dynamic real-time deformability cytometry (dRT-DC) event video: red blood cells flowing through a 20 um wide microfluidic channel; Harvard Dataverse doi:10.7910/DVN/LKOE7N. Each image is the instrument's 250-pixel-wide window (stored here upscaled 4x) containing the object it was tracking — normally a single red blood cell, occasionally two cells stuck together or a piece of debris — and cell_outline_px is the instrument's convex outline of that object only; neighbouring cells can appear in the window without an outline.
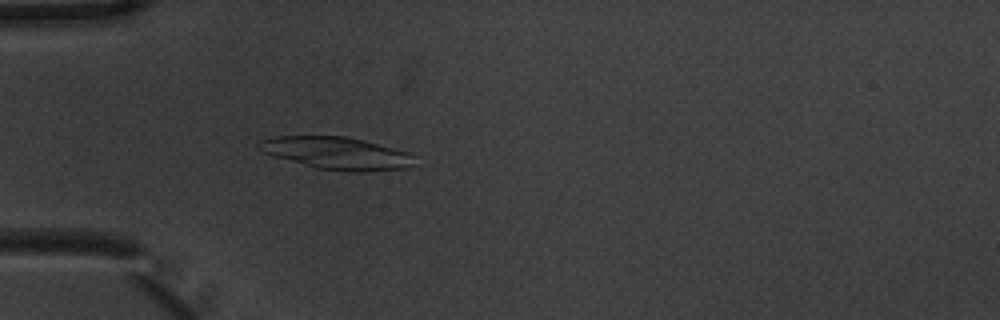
{"species": "common noctule bat (a hibernating species)", "species_latin": "Nyctalus noctula", "temperature_condition": "warm", "stored_images_in_passage": 5, "camera_frame_rate_fps": 3000, "um_per_image_px": 0.085, "animal": {"sex": "male", "body_mass_g": 20.1, "forearm_length_mm": 53.5}, "frame": {"image": 1, "passage_image": 5, "time_ms": 1.333, "image_size_px": [1000, 320], "cell_outline_px": [[412, 164], [408, 168], [368, 172], [348, 172], [316, 168], [276, 156], [264, 152], [256, 144], [260, 140], [276, 136], [344, 136], [364, 140], [408, 152]], "centroid_in_image_um": [28.61, 13.02], "position_along_channel_um": 56.4, "area_um2": 29.02}}